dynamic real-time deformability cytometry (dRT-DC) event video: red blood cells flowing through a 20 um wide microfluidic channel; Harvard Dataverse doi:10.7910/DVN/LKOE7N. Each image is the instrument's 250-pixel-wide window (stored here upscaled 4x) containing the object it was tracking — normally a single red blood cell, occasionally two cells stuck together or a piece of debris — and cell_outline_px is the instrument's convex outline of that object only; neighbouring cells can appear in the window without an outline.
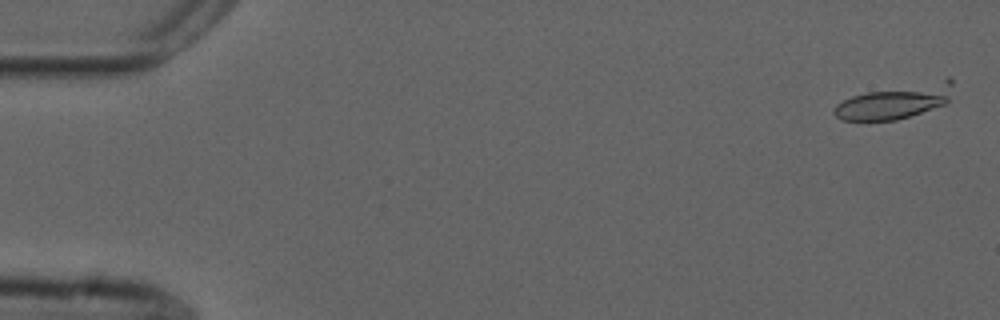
{"species": "common noctule bat (a hibernating species)", "species_latin": "Nyctalus noctula", "temperature_condition": "cold", "stored_images_in_passage": 21, "camera_frame_rate_fps": 3000, "um_per_image_px": 0.085, "animal": {"sex": "male", "forearm_length_mm": 52.5}, "frame": {"image": 1, "passage_image": 2, "time_ms": 0.333, "image_size_px": [1000, 320], "cell_outline_px": [[952, 84], [948, 100], [944, 104], [896, 120], [840, 120], [832, 112], [832, 108], [836, 104], [852, 96], [868, 92], [948, 76], [952, 80]], "centroid_in_image_um": [76.09, 8.6], "position_along_channel_um": 8.9, "area_um2": 23.41}}
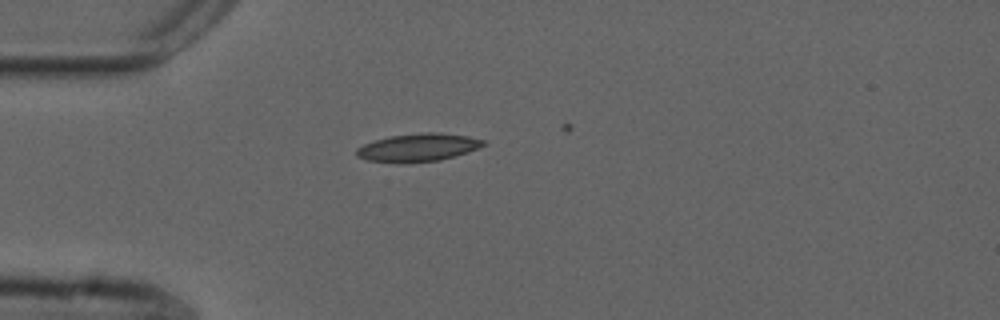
{"frame": {"image": 2, "passage_image": 15, "time_ms": 4.667, "image_size_px": [1000, 320], "cell_outline_px": [[488, 144], [468, 152], [440, 160], [368, 160], [356, 156], [356, 148], [364, 144], [376, 140], [392, 136], [420, 132], [440, 132], [468, 136], [484, 140]], "centroid_in_image_um": [35.62, 12.48], "position_along_channel_um": 49.4, "area_um2": 19.83}}
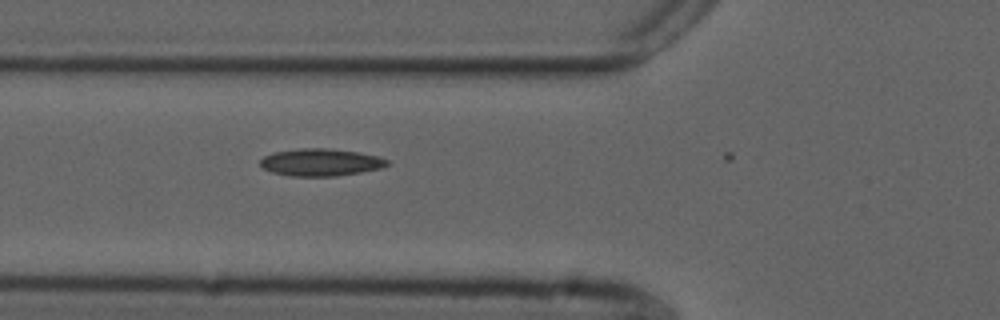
{"frame": {"image": 3, "passage_image": 20, "time_ms": 6.333, "image_size_px": [1000, 320], "cell_outline_px": [[388, 164], [384, 168], [336, 176], [292, 176], [272, 172], [264, 168], [260, 164], [260, 160], [264, 156], [272, 152], [300, 148], [324, 148], [360, 152], [380, 156], [388, 160]], "centroid_in_image_um": [27.28, 13.79], "position_along_channel_um": 98.5, "area_um2": 20.29}}